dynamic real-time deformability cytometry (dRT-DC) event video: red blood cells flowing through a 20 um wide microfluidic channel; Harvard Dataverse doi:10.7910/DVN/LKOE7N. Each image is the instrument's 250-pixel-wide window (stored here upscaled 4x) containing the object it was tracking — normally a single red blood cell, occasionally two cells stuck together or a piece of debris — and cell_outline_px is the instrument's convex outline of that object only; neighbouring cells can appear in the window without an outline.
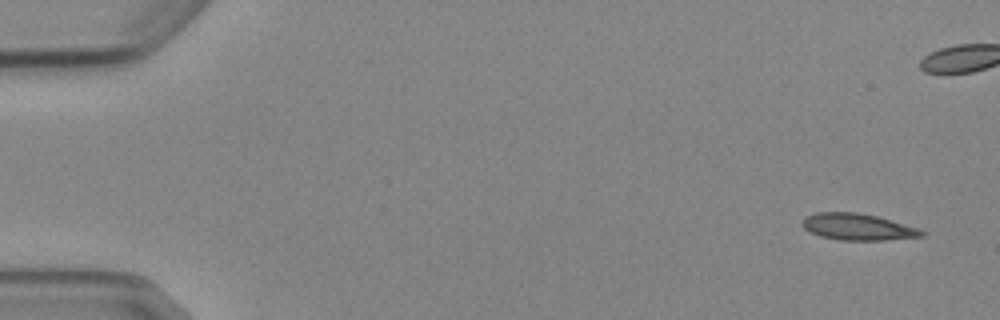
{"species": "Egyptian fruit bat (a non-hibernating species)", "species_latin": "Rousettus aegyptiacus", "temperature_condition": "cold", "stored_images_in_passage": 7, "camera_frame_rate_fps": 3000, "um_per_image_px": 0.085, "animal": {"sex": "female"}, "frame": {"image": 1, "passage_image": 1, "time_ms": 0.0, "image_size_px": [1000, 320], "cell_outline_px": [[928, 232], [924, 236], [884, 240], [840, 240], [820, 236], [804, 228], [800, 224], [804, 216], [816, 212], [856, 212], [876, 216], [920, 228]], "centroid_in_image_um": [72.92, 19.28], "position_along_channel_um": 12.1, "area_um2": 18.61}}
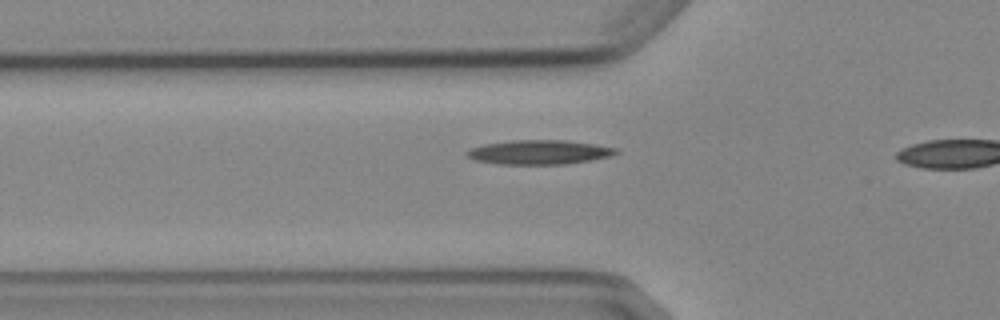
{"frame": {"image": 2, "passage_image": 7, "time_ms": 7.0, "image_size_px": [1000, 320], "cell_outline_px": [[620, 152], [612, 156], [592, 160], [564, 164], [496, 164], [476, 160], [468, 156], [468, 152], [472, 148], [484, 144], [512, 140], [564, 140], [592, 144], [616, 148]], "centroid_in_image_um": [45.87, 12.94], "position_along_channel_um": 79.9, "area_um2": 20.92}}